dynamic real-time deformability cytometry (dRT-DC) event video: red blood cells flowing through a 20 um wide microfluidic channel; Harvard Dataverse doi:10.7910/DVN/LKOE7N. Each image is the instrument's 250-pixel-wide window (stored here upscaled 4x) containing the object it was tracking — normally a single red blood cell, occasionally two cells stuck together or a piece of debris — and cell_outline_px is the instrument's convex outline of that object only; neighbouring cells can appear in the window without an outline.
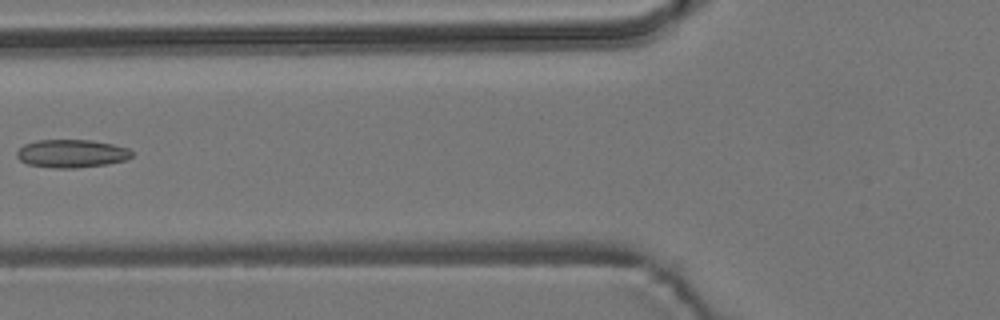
{"species": "common noctule bat (a hibernating species)", "species_latin": "Nyctalus noctula", "temperature_condition": "room temperature", "stored_images_in_passage": 4, "camera_frame_rate_fps": 3000, "um_per_image_px": 0.085, "animal": {"sex": "male", "body_mass_g": 19.2, "forearm_length_mm": 51.8}, "frame": {"image": 1, "passage_image": 3, "time_ms": 0.667, "image_size_px": [1000, 320], "cell_outline_px": [[132, 156], [128, 160], [108, 164], [76, 168], [56, 168], [28, 164], [20, 160], [16, 156], [16, 152], [24, 144], [36, 140], [92, 140], [112, 144], [128, 148], [132, 152]], "centroid_in_image_um": [6.1, 13.05], "position_along_channel_um": 119.7, "area_um2": 18.9}}
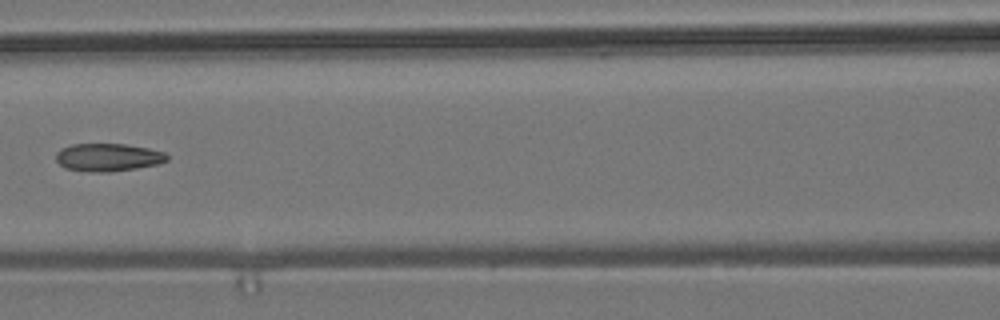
{"frame": {"image": 2, "passage_image": 4, "time_ms": 1.0, "image_size_px": [1000, 320], "cell_outline_px": [[168, 160], [160, 164], [136, 168], [108, 172], [88, 172], [64, 168], [56, 160], [56, 152], [60, 148], [72, 144], [124, 144], [148, 148], [164, 152], [168, 156]], "centroid_in_image_um": [9.17, 13.37], "position_along_channel_um": 157.4, "area_um2": 18.15}}